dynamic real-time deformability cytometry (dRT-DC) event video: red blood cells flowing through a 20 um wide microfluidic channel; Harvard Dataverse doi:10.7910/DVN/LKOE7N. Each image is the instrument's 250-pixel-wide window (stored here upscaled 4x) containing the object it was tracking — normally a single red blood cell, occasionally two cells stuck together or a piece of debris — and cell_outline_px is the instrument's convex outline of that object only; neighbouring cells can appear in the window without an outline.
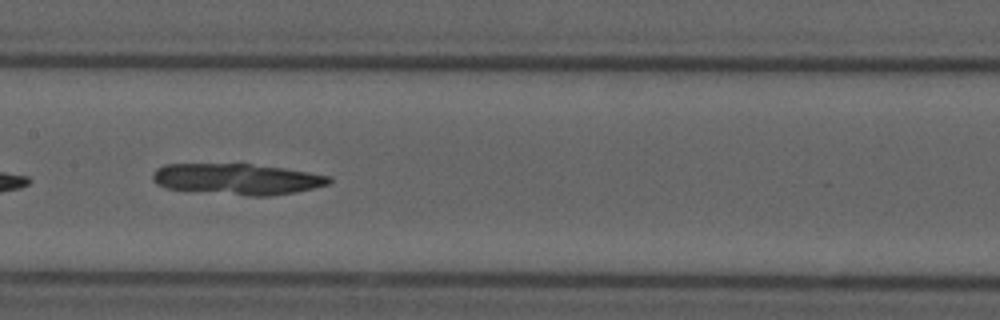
{"species": "common noctule bat (a hibernating species)", "species_latin": "Nyctalus noctula", "temperature_condition": "cold", "stored_images_in_passage": 38, "camera_frame_rate_fps": 3000, "um_per_image_px": 0.085, "animal": {"sex": "male", "forearm_length_mm": 52.5}, "frame": {"image": 1, "passage_image": 11, "time_ms": 3.333, "image_size_px": [1000, 320], "cell_outline_px": [[332, 180], [328, 184], [312, 188], [292, 192], [268, 196], [248, 196], [168, 188], [156, 184], [152, 180], [152, 172], [156, 168], [164, 164], [252, 164], [284, 168], [332, 176]], "centroid_in_image_um": [20.13, 15.21], "position_along_channel_um": 187.3, "area_um2": 31.73}}